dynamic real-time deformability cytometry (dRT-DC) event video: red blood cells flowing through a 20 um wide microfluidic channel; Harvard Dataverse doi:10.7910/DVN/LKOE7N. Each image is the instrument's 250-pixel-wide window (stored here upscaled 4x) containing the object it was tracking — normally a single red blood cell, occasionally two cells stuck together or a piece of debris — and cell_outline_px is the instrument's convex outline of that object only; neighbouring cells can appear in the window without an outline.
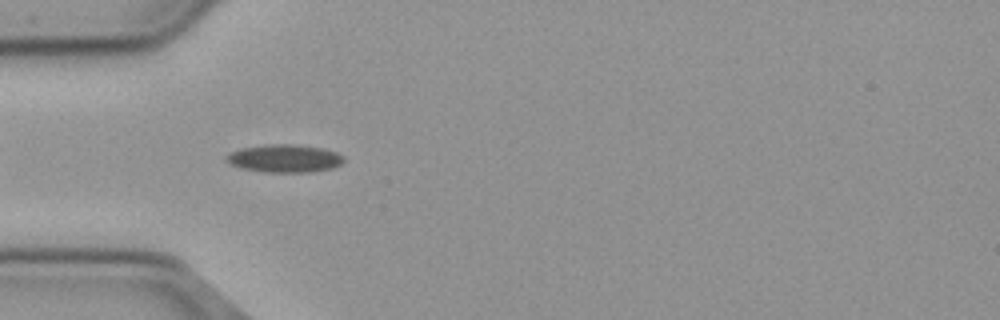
{"species": "common noctule bat (a hibernating species)", "species_latin": "Nyctalus noctula", "temperature_condition": "cold", "stored_images_in_passage": 52, "camera_frame_rate_fps": 3000, "um_per_image_px": 0.085, "animal": {"sex": "male", "body_mass_g": 23.1, "forearm_length_mm": 52.7}, "frame": {"image": 1, "passage_image": 13, "time_ms": 4.0, "image_size_px": [1000, 320], "cell_outline_px": [[344, 160], [340, 164], [332, 168], [308, 172], [264, 172], [240, 168], [228, 164], [224, 160], [224, 156], [228, 152], [244, 148], [268, 144], [292, 144], [320, 148], [336, 152], [344, 156]], "centroid_in_image_um": [24.11, 13.47], "position_along_channel_um": 60.9, "area_um2": 19.13}}
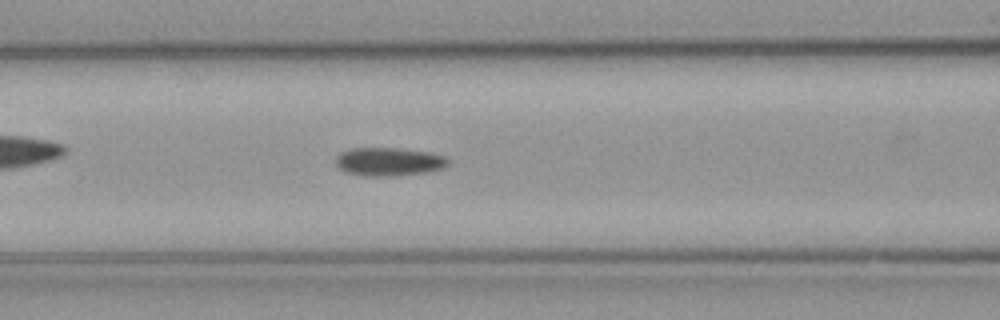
{"frame": {"image": 2, "passage_image": 19, "time_ms": 6.0, "image_size_px": [1000, 320], "cell_outline_px": [[448, 164], [444, 168], [424, 172], [392, 176], [364, 176], [344, 172], [336, 168], [336, 156], [340, 152], [352, 148], [396, 148], [428, 152], [444, 156], [448, 160]], "centroid_in_image_um": [32.98, 13.75], "position_along_channel_um": 133.6, "area_um2": 18.61}}
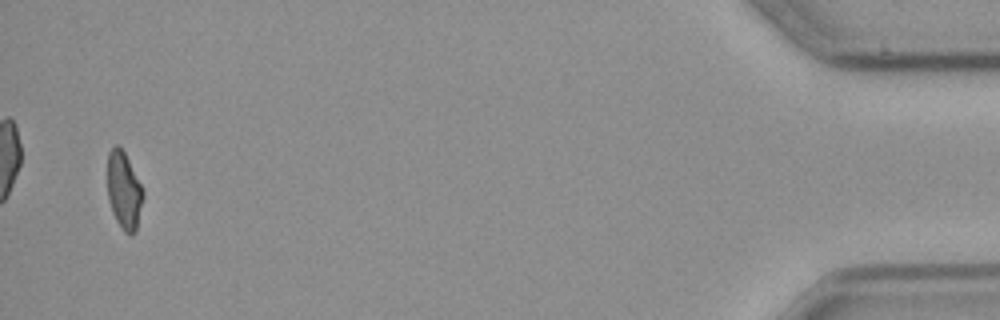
{"frame": {"image": 3, "passage_image": 50, "time_ms": 16.333, "image_size_px": [1000, 320], "cell_outline_px": [[144, 196], [136, 232], [132, 236], [124, 232], [116, 220], [112, 212], [108, 200], [108, 152], [116, 144], [124, 152], [144, 192]], "centroid_in_image_um": [10.54, 16.26], "position_along_channel_um": 424.7, "area_um2": 15.95}, "authors_computed_cell_mechanics": {"area_um2": 17.6868, "velocity_mm_per_s": 3.695, "shape_relaxation_time_tau1_ms": null, "shape_relaxation_time_tau2_ms": 4.9565, "deformation_change_tau1": null, "deformation_change_tau2": 0.1068}}